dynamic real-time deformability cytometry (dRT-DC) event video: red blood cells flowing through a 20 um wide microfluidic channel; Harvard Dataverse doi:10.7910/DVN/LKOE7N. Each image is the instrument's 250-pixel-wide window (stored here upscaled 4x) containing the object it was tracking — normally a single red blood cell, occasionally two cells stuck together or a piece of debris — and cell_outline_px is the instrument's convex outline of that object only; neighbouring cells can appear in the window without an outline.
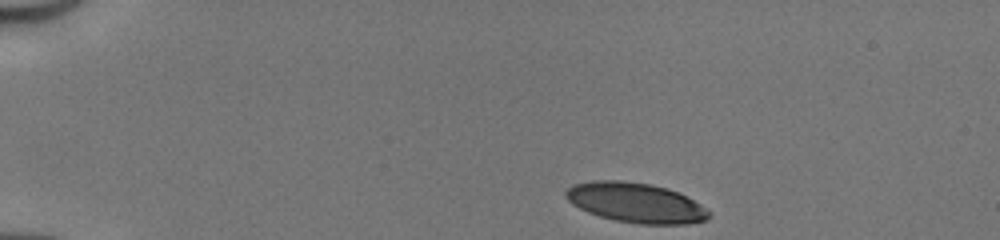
{"species": "human", "species_latin": "Homo sapiens", "temperature_condition": "cold", "stored_images_in_passage": 36, "camera_frame_rate_fps": 3000, "um_per_image_px": 0.085, "donor": {"sex": "male"}, "frame": {"image": 1, "passage_image": 1, "time_ms": 0.0, "image_size_px": [1000, 240], "cell_outline_px": [[712, 216], [708, 220], [688, 224], [640, 224], [616, 220], [600, 216], [588, 212], [572, 204], [564, 196], [564, 192], [572, 184], [592, 180], [620, 180], [652, 184], [668, 188], [700, 204], [712, 212]], "centroid_in_image_um": [54.04, 17.23], "position_along_channel_um": 31.0, "area_um2": 33.41}}
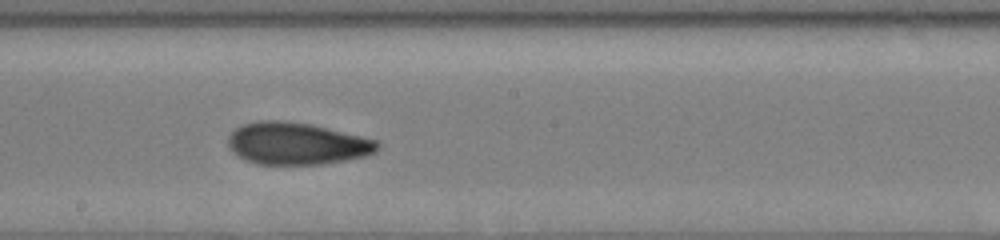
{"frame": {"image": 2, "passage_image": 21, "time_ms": 6.667, "image_size_px": [1000, 240], "cell_outline_px": [[380, 148], [376, 152], [364, 156], [344, 160], [320, 164], [256, 164], [244, 160], [232, 152], [228, 144], [228, 136], [236, 128], [244, 124], [256, 120], [288, 120], [312, 124], [376, 140], [380, 144]], "centroid_in_image_um": [25.2, 12.19], "position_along_channel_um": 223.0, "area_um2": 36.76}}
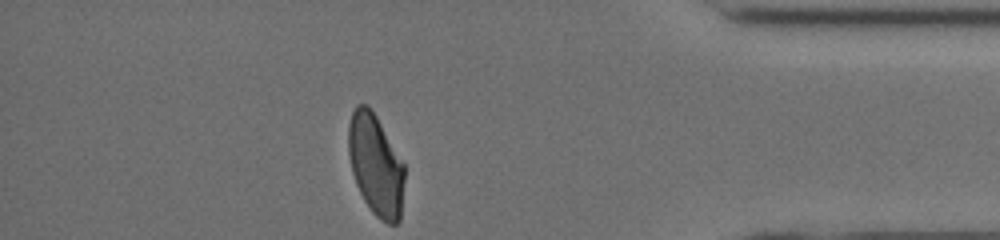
{"frame": {"image": 3, "passage_image": 36, "time_ms": 11.667, "image_size_px": [1000, 240], "cell_outline_px": [[404, 180], [400, 220], [396, 224], [388, 224], [380, 220], [372, 212], [364, 200], [356, 184], [352, 172], [348, 152], [348, 124], [352, 112], [356, 104], [368, 104], [372, 108], [404, 164]], "centroid_in_image_um": [31.92, 14.0], "position_along_channel_um": 403.3, "area_um2": 33.23}, "authors_computed_cell_mechanics": {"area_um2": 35.4314, "velocity_mm_per_s": 4.1523, "shape_relaxation_time_tau1_ms": 4.9276, "shape_relaxation_time_tau2_ms": 1.9684, "deformation_change_tau1": 0.1681, "deformation_change_tau2": 0.081}}